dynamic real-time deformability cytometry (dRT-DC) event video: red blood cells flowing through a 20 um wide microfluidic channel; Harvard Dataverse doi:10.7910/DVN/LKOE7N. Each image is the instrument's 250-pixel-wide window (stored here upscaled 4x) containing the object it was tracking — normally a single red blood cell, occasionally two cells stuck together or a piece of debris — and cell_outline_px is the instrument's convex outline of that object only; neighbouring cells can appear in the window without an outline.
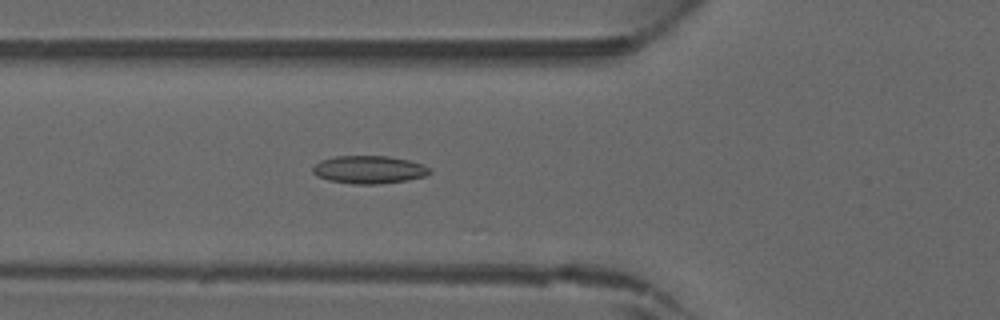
{"species": "common noctule bat (a hibernating species)", "species_latin": "Nyctalus noctula", "temperature_condition": "warm", "stored_images_in_passage": 45, "camera_frame_rate_fps": 3000, "um_per_image_px": 0.085, "animal": {"sex": "male", "forearm_length_mm": 52.5}, "frame": {"image": 1, "passage_image": 17, "time_ms": 5.333, "image_size_px": [1000, 320], "cell_outline_px": [[432, 172], [428, 176], [408, 180], [380, 184], [352, 184], [328, 180], [316, 176], [312, 172], [312, 168], [320, 160], [336, 156], [388, 156], [408, 160], [424, 164]], "centroid_in_image_um": [31.38, 14.42], "position_along_channel_um": 94.4, "area_um2": 19.19}}
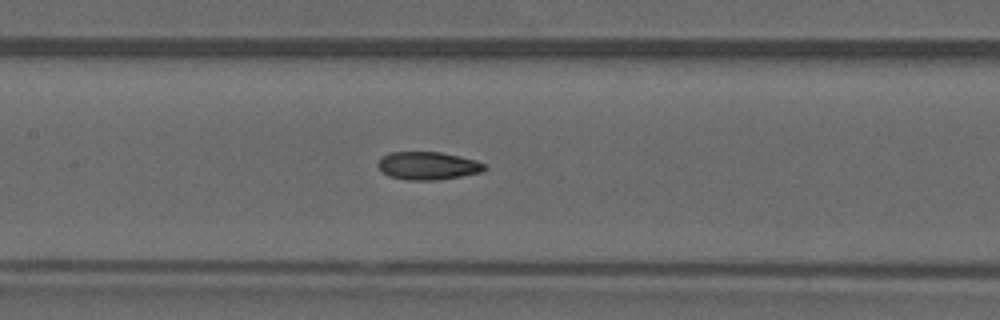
{"frame": {"image": 2, "passage_image": 22, "time_ms": 7.0, "image_size_px": [1000, 320], "cell_outline_px": [[488, 168], [484, 172], [440, 180], [408, 180], [388, 176], [376, 164], [384, 156], [392, 152], [440, 152], [460, 156], [476, 160], [488, 164]], "centroid_in_image_um": [36.46, 14.1], "position_along_channel_um": 170.9, "area_um2": 17.51}}
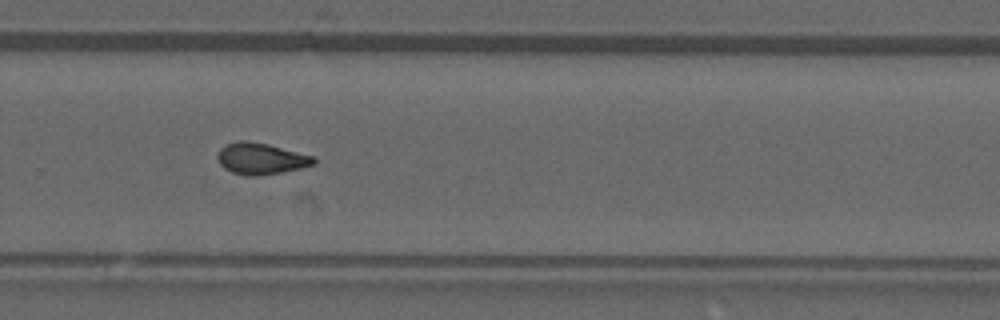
{"frame": {"image": 3, "passage_image": 31, "time_ms": 10.0, "image_size_px": [1000, 320], "cell_outline_px": [[316, 164], [300, 168], [260, 176], [248, 176], [232, 172], [224, 168], [220, 164], [216, 156], [220, 148], [224, 144], [240, 140], [248, 140], [268, 144], [316, 156]], "centroid_in_image_um": [22.18, 13.47], "position_along_channel_um": 307.6, "area_um2": 17.86}}